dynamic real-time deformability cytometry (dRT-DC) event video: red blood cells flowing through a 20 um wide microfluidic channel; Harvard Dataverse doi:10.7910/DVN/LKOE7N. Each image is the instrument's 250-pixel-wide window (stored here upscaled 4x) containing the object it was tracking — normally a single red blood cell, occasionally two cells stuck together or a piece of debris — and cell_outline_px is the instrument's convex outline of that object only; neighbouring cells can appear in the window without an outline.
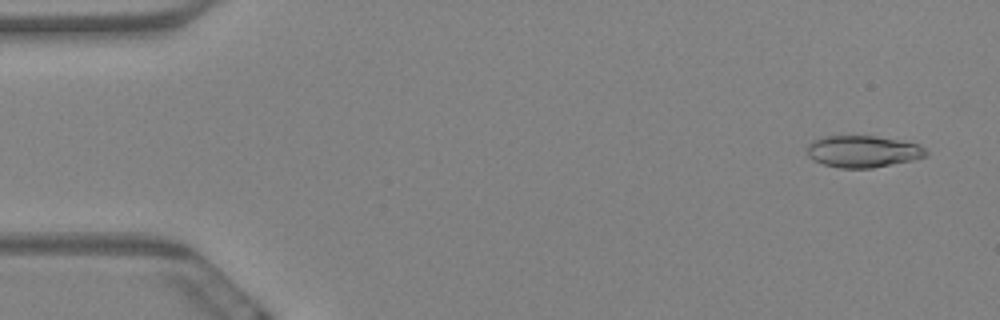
{"species": "Egyptian fruit bat (a non-hibernating species)", "species_latin": "Rousettus aegyptiacus", "temperature_condition": "warm", "stored_images_in_passage": 60, "camera_frame_rate_fps": 3000, "um_per_image_px": 0.085, "animal": {"sex": "female"}, "frame": {"image": 1, "passage_image": 3, "time_ms": 0.667, "image_size_px": [1000, 320], "cell_outline_px": [[928, 156], [912, 160], [872, 168], [840, 168], [824, 164], [808, 156], [808, 144], [812, 140], [824, 136], [876, 136], [916, 144], [924, 148], [928, 152]], "centroid_in_image_um": [73.34, 12.87], "position_along_channel_um": 11.7, "area_um2": 21.79}}
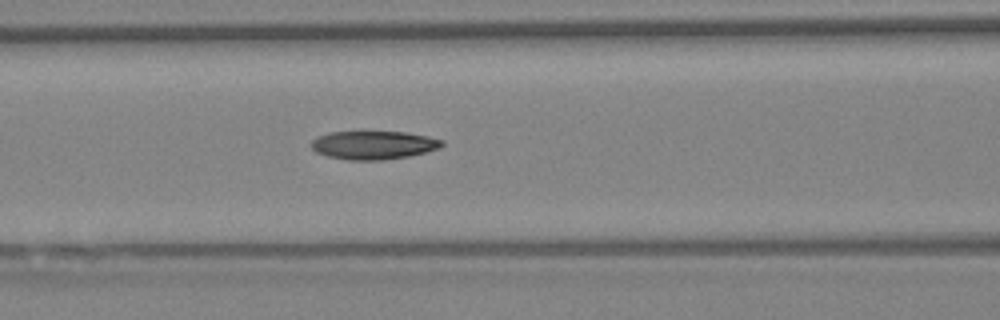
{"frame": {"image": 2, "passage_image": 25, "time_ms": 8.0, "image_size_px": [1000, 320], "cell_outline_px": [[444, 144], [440, 148], [408, 156], [384, 160], [348, 160], [328, 156], [316, 152], [308, 144], [316, 136], [328, 132], [404, 132], [428, 136], [444, 140]], "centroid_in_image_um": [31.72, 12.33], "position_along_channel_um": 134.9, "area_um2": 21.73}}
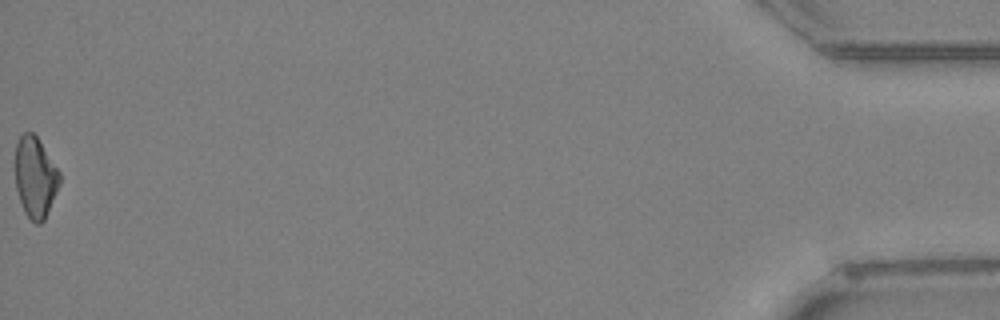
{"frame": {"image": 3, "passage_image": 60, "time_ms": 19.667, "image_size_px": [1000, 320], "cell_outline_px": [[60, 184], [44, 220], [40, 224], [36, 224], [24, 212], [16, 188], [16, 144], [20, 136], [24, 132], [32, 132], [36, 136], [60, 172]], "centroid_in_image_um": [3.0, 15.07], "position_along_channel_um": 432.2, "area_um2": 20.58}}